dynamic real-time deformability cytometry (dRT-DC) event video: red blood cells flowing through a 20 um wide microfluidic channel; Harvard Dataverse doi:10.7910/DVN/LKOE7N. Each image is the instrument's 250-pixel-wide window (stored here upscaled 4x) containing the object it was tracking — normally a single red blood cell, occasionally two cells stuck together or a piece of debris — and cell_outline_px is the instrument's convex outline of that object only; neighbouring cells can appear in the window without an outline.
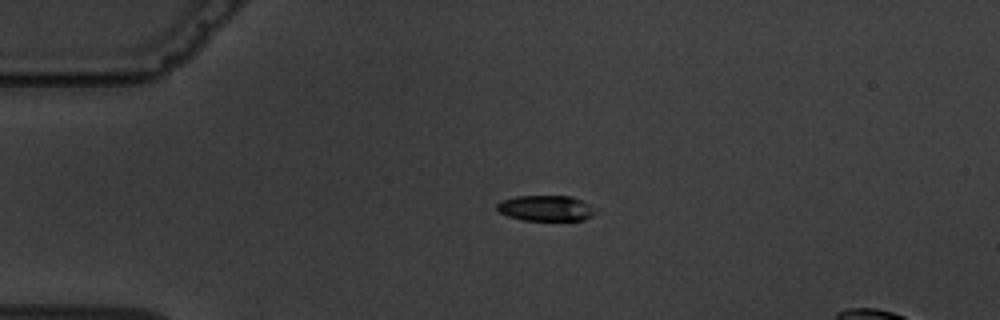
{"species": "common noctule bat (a hibernating species)", "species_latin": "Nyctalus noctula", "temperature_condition": "warm", "stored_images_in_passage": 1, "camera_frame_rate_fps": 3000, "um_per_image_px": 0.085, "animal": {"sex": "male", "body_mass_g": 19.5, "forearm_length_mm": 54.6}, "frame": {"image": 1, "passage_image": 1, "time_ms": 0.0, "image_size_px": [1000, 320], "cell_outline_px": [[600, 212], [584, 220], [524, 220], [508, 216], [500, 212], [496, 208], [496, 204], [500, 200], [516, 196], [572, 196], [588, 204]], "centroid_in_image_um": [46.41, 17.69], "position_along_channel_um": 38.6, "area_um2": 14.8}}